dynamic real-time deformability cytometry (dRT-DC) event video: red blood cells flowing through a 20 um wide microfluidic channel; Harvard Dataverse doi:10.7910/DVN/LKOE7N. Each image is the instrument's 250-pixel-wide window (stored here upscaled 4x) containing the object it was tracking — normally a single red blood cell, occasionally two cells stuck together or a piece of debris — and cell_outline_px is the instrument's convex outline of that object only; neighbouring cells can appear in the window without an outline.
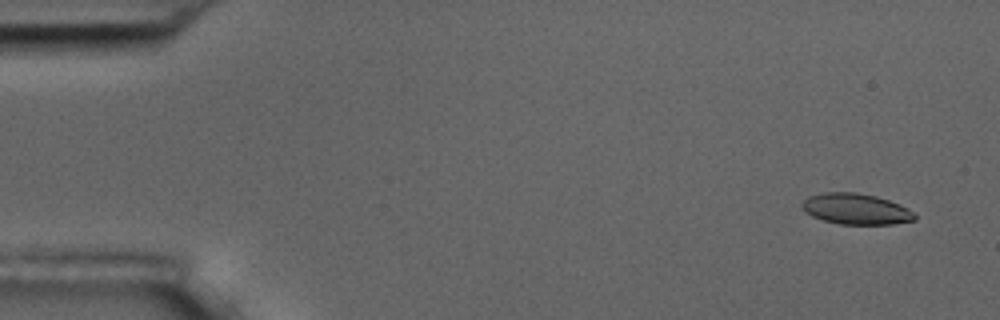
{"species": "common noctule bat (a hibernating species)", "species_latin": "Nyctalus noctula", "temperature_condition": "room temperature", "stored_images_in_passage": 6, "camera_frame_rate_fps": 3000, "um_per_image_px": 0.085, "animal": {"sex": "male", "body_mass_g": 17.5, "forearm_length_mm": 52.3}, "frame": {"image": 1, "passage_image": 2, "time_ms": 1.0, "image_size_px": [1000, 320], "cell_outline_px": [[916, 220], [892, 224], [840, 224], [824, 220], [812, 216], [804, 212], [800, 204], [808, 196], [824, 192], [856, 192], [876, 196], [900, 204], [908, 208], [916, 216]], "centroid_in_image_um": [72.73, 17.76], "position_along_channel_um": 12.3, "area_um2": 20.35}}
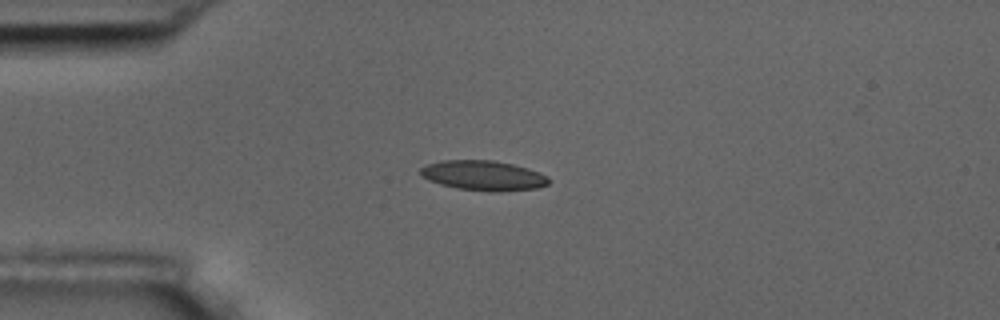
{"frame": {"image": 2, "passage_image": 5, "time_ms": 4.667, "image_size_px": [1000, 320], "cell_outline_px": [[548, 184], [536, 188], [492, 192], [488, 192], [456, 188], [440, 184], [428, 180], [420, 172], [420, 168], [424, 164], [444, 160], [492, 160], [512, 164], [528, 168], [540, 172], [548, 176]], "centroid_in_image_um": [41.07, 14.91], "position_along_channel_um": 43.9, "area_um2": 22.37}}